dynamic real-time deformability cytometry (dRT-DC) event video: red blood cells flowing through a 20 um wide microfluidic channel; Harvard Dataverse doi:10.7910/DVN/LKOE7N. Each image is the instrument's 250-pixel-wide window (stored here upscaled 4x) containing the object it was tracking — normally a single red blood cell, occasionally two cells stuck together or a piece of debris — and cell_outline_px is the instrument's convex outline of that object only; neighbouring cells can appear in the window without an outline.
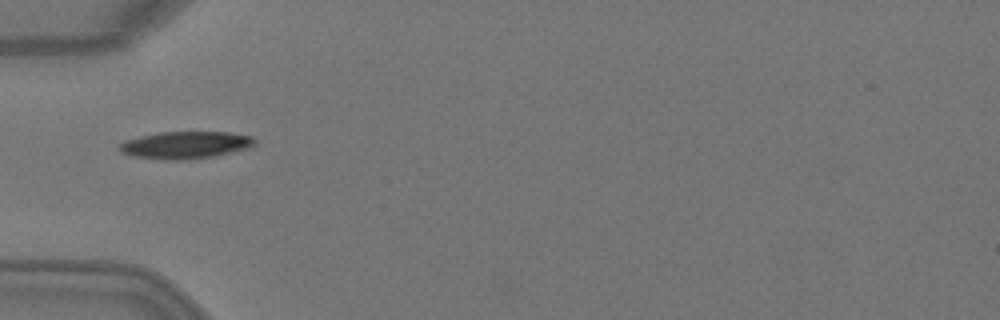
{"species": "Egyptian fruit bat (a non-hibernating species)", "species_latin": "Rousettus aegyptiacus", "temperature_condition": "warm", "stored_images_in_passage": 5, "camera_frame_rate_fps": 3000, "um_per_image_px": 0.085, "animal": {"sex": "female"}, "frame": {"image": 1, "passage_image": 4, "time_ms": 1.0, "image_size_px": [1000, 320], "cell_outline_px": [[256, 144], [252, 148], [212, 156], [180, 160], [164, 160], [136, 156], [120, 152], [120, 144], [124, 140], [160, 132], [228, 132], [252, 136], [256, 140]], "centroid_in_image_um": [15.82, 12.32], "position_along_channel_um": 69.2, "area_um2": 21.39}}